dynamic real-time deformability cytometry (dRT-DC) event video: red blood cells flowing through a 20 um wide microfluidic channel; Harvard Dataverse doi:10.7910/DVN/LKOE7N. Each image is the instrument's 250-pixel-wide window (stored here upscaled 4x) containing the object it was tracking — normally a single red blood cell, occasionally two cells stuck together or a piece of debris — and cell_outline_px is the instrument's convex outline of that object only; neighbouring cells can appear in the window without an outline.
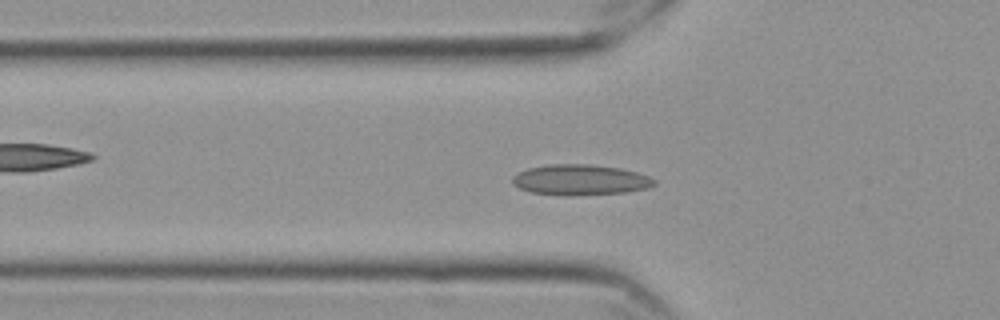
{"species": "Egyptian fruit bat (a non-hibernating species)", "species_latin": "Rousettus aegyptiacus", "temperature_condition": "cold", "stored_images_in_passage": 51, "camera_frame_rate_fps": 3000, "um_per_image_px": 0.085, "frame": {"image": 1, "passage_image": 19, "time_ms": 6.0, "image_size_px": [1000, 320], "cell_outline_px": [[656, 184], [648, 188], [628, 192], [572, 196], [568, 196], [532, 192], [520, 188], [512, 184], [512, 176], [528, 168], [548, 164], [592, 164], [620, 168], [636, 172], [648, 176], [656, 180]], "centroid_in_image_um": [49.34, 15.29], "position_along_channel_um": 76.5, "area_um2": 25.43}}
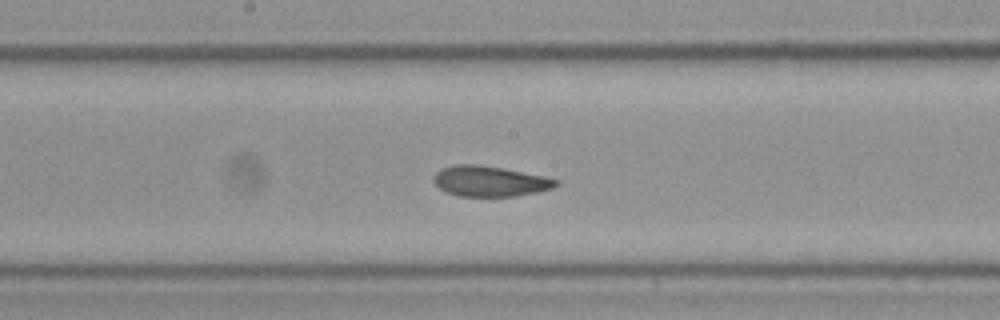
{"frame": {"image": 2, "passage_image": 30, "time_ms": 9.667, "image_size_px": [1000, 320], "cell_outline_px": [[560, 184], [552, 188], [536, 192], [516, 196], [460, 196], [448, 192], [440, 188], [432, 180], [432, 176], [436, 172], [444, 168], [456, 164], [476, 164], [500, 168], [544, 176], [556, 180]], "centroid_in_image_um": [41.62, 15.4], "position_along_channel_um": 206.6, "area_um2": 21.39}}
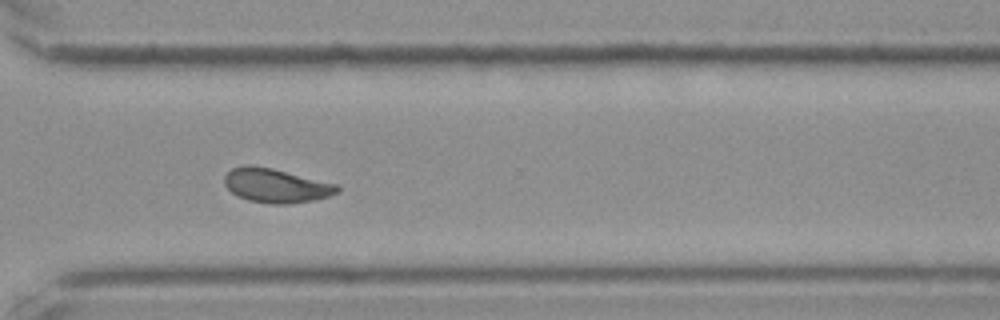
{"frame": {"image": 3, "passage_image": 42, "time_ms": 13.667, "image_size_px": [1000, 320], "cell_outline_px": [[340, 192], [328, 196], [312, 200], [288, 204], [272, 204], [248, 200], [232, 192], [224, 184], [224, 176], [232, 168], [244, 164], [252, 164], [272, 168], [336, 184], [340, 188]], "centroid_in_image_um": [23.44, 15.76], "position_along_channel_um": 347.2, "area_um2": 22.31}, "authors_computed_cell_mechanics": {"area_um2": 22.4842, "velocity_mm_per_s": 3.5213, "shape_relaxation_time_tau1_ms": null, "shape_relaxation_time_tau2_ms": 1.677, "deformation_change_tau1": null, "deformation_change_tau2": 0.0649}}